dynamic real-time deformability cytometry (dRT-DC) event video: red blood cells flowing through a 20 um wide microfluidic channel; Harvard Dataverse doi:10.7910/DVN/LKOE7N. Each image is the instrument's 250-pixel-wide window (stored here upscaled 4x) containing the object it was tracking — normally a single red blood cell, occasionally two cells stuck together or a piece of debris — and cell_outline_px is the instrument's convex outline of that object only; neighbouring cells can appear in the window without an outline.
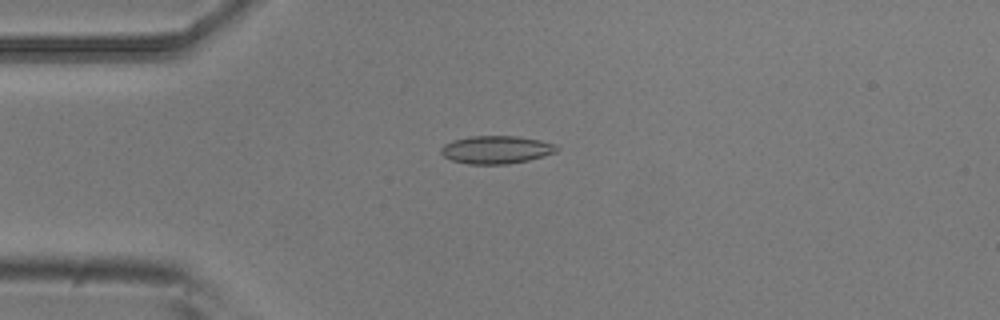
{"species": "common noctule bat (a hibernating species)", "species_latin": "Nyctalus noctula", "temperature_condition": "room temperature", "stored_images_in_passage": 5, "camera_frame_rate_fps": 3000, "um_per_image_px": 0.085, "animal": {"sex": "male", "body_mass_g": 20.5, "forearm_length_mm": 52.5}, "frame": {"image": 1, "passage_image": 3, "time_ms": 0.667, "image_size_px": [1000, 320], "cell_outline_px": [[560, 148], [556, 152], [544, 156], [528, 160], [508, 164], [468, 164], [452, 160], [444, 156], [440, 152], [440, 148], [444, 144], [452, 140], [468, 136], [516, 136], [540, 140], [556, 144]], "centroid_in_image_um": [42.18, 12.72], "position_along_channel_um": 42.8, "area_um2": 18.96}}
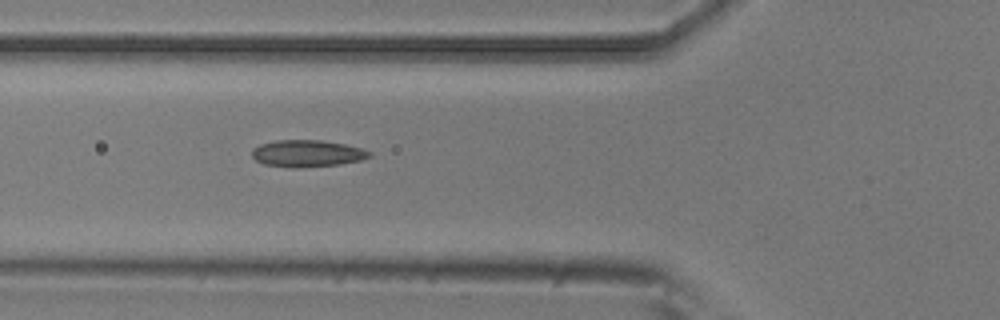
{"frame": {"image": 2, "passage_image": 5, "time_ms": 1.333, "image_size_px": [1000, 320], "cell_outline_px": [[372, 156], [360, 160], [340, 164], [300, 168], [292, 168], [264, 164], [256, 160], [252, 156], [252, 148], [260, 144], [276, 140], [320, 140], [344, 144], [364, 148], [372, 152]], "centroid_in_image_um": [26.12, 13.04], "position_along_channel_um": 99.7, "area_um2": 18.55}}